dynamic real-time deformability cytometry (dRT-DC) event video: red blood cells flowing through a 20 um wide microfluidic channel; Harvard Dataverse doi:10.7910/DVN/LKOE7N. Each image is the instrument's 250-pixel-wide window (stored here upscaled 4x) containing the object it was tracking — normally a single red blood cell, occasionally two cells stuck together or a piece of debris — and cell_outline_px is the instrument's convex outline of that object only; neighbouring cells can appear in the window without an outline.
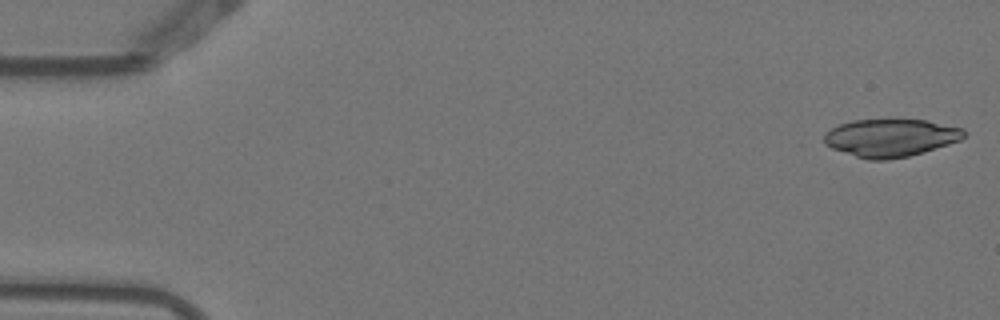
{"species": "Egyptian fruit bat (a non-hibernating species)", "species_latin": "Rousettus aegyptiacus", "temperature_condition": "warm", "stored_images_in_passage": 6, "camera_frame_rate_fps": 3000, "um_per_image_px": 0.085, "animal": {"sex": "female"}, "frame": {"image": 1, "passage_image": 1, "time_ms": 0.0, "image_size_px": [1000, 320], "cell_outline_px": [[964, 136], [960, 140], [948, 144], [908, 156], [888, 160], [868, 160], [832, 148], [824, 144], [824, 132], [840, 124], [852, 120], [888, 116], [924, 120], [964, 128]], "centroid_in_image_um": [75.66, 11.66], "position_along_channel_um": 9.3, "area_um2": 31.5}}